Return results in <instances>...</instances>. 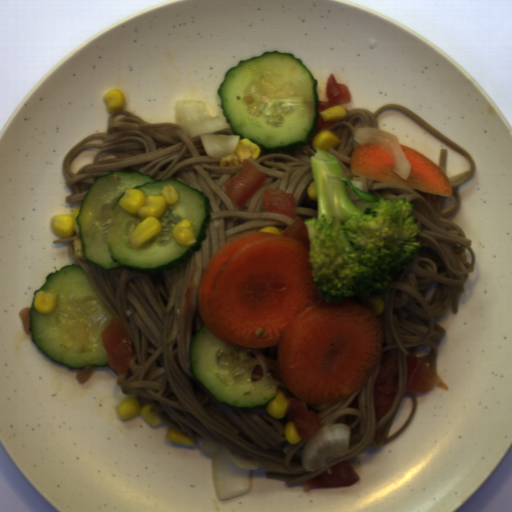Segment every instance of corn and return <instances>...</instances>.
<instances>
[{
  "label": "corn",
  "mask_w": 512,
  "mask_h": 512,
  "mask_svg": "<svg viewBox=\"0 0 512 512\" xmlns=\"http://www.w3.org/2000/svg\"><path fill=\"white\" fill-rule=\"evenodd\" d=\"M177 201L179 191L170 184L165 185L160 194H144L141 189H125L117 202L118 206L128 215L143 219L128 234L131 248L136 249L160 235L162 227L158 219Z\"/></svg>",
  "instance_id": "1"
},
{
  "label": "corn",
  "mask_w": 512,
  "mask_h": 512,
  "mask_svg": "<svg viewBox=\"0 0 512 512\" xmlns=\"http://www.w3.org/2000/svg\"><path fill=\"white\" fill-rule=\"evenodd\" d=\"M155 407H158L157 401L140 407V402L137 397H129L123 399L122 402L116 406V411L122 421L141 415L149 425L156 427L163 422V419L157 417L158 412H151Z\"/></svg>",
  "instance_id": "2"
},
{
  "label": "corn",
  "mask_w": 512,
  "mask_h": 512,
  "mask_svg": "<svg viewBox=\"0 0 512 512\" xmlns=\"http://www.w3.org/2000/svg\"><path fill=\"white\" fill-rule=\"evenodd\" d=\"M264 148H260L255 144L254 141L242 137L240 138L234 152L224 154L219 159L220 167L230 168L233 166H244L242 161L244 159L252 158L258 159L261 152H263Z\"/></svg>",
  "instance_id": "3"
},
{
  "label": "corn",
  "mask_w": 512,
  "mask_h": 512,
  "mask_svg": "<svg viewBox=\"0 0 512 512\" xmlns=\"http://www.w3.org/2000/svg\"><path fill=\"white\" fill-rule=\"evenodd\" d=\"M80 206L76 208L72 215H53L50 223V229L52 232L64 239L72 236L75 232L77 224L76 218L78 216Z\"/></svg>",
  "instance_id": "4"
},
{
  "label": "corn",
  "mask_w": 512,
  "mask_h": 512,
  "mask_svg": "<svg viewBox=\"0 0 512 512\" xmlns=\"http://www.w3.org/2000/svg\"><path fill=\"white\" fill-rule=\"evenodd\" d=\"M191 225L192 223L188 218H183L172 229L174 241L176 245H180L181 248L192 247L198 242Z\"/></svg>",
  "instance_id": "5"
},
{
  "label": "corn",
  "mask_w": 512,
  "mask_h": 512,
  "mask_svg": "<svg viewBox=\"0 0 512 512\" xmlns=\"http://www.w3.org/2000/svg\"><path fill=\"white\" fill-rule=\"evenodd\" d=\"M295 397L293 394L292 397H286L284 391L276 389L275 398L268 402L265 410L270 416L280 420L286 418Z\"/></svg>",
  "instance_id": "6"
},
{
  "label": "corn",
  "mask_w": 512,
  "mask_h": 512,
  "mask_svg": "<svg viewBox=\"0 0 512 512\" xmlns=\"http://www.w3.org/2000/svg\"><path fill=\"white\" fill-rule=\"evenodd\" d=\"M34 309L43 314L50 315L57 309V294L53 291H36L33 299Z\"/></svg>",
  "instance_id": "7"
},
{
  "label": "corn",
  "mask_w": 512,
  "mask_h": 512,
  "mask_svg": "<svg viewBox=\"0 0 512 512\" xmlns=\"http://www.w3.org/2000/svg\"><path fill=\"white\" fill-rule=\"evenodd\" d=\"M341 139L334 134L331 130L323 129L317 132L311 140V147L314 152L317 150H323L328 153L329 149H337Z\"/></svg>",
  "instance_id": "8"
},
{
  "label": "corn",
  "mask_w": 512,
  "mask_h": 512,
  "mask_svg": "<svg viewBox=\"0 0 512 512\" xmlns=\"http://www.w3.org/2000/svg\"><path fill=\"white\" fill-rule=\"evenodd\" d=\"M103 101L107 105V111L110 113L116 110H122L126 105V99L123 92L118 88H113L103 95Z\"/></svg>",
  "instance_id": "9"
},
{
  "label": "corn",
  "mask_w": 512,
  "mask_h": 512,
  "mask_svg": "<svg viewBox=\"0 0 512 512\" xmlns=\"http://www.w3.org/2000/svg\"><path fill=\"white\" fill-rule=\"evenodd\" d=\"M321 117L325 121H337L345 117L346 110L342 107V105L335 104L332 105L329 108L324 109L323 111L319 112Z\"/></svg>",
  "instance_id": "10"
},
{
  "label": "corn",
  "mask_w": 512,
  "mask_h": 512,
  "mask_svg": "<svg viewBox=\"0 0 512 512\" xmlns=\"http://www.w3.org/2000/svg\"><path fill=\"white\" fill-rule=\"evenodd\" d=\"M284 438L289 442L290 445H296L302 441V437L297 429L294 420H290L284 426Z\"/></svg>",
  "instance_id": "11"
},
{
  "label": "corn",
  "mask_w": 512,
  "mask_h": 512,
  "mask_svg": "<svg viewBox=\"0 0 512 512\" xmlns=\"http://www.w3.org/2000/svg\"><path fill=\"white\" fill-rule=\"evenodd\" d=\"M167 439L178 445L195 447L196 443L187 435L179 433L176 430L169 428L166 433Z\"/></svg>",
  "instance_id": "12"
},
{
  "label": "corn",
  "mask_w": 512,
  "mask_h": 512,
  "mask_svg": "<svg viewBox=\"0 0 512 512\" xmlns=\"http://www.w3.org/2000/svg\"><path fill=\"white\" fill-rule=\"evenodd\" d=\"M385 309L384 299L380 296L376 298H370L367 304V310L375 315V317L382 315Z\"/></svg>",
  "instance_id": "13"
},
{
  "label": "corn",
  "mask_w": 512,
  "mask_h": 512,
  "mask_svg": "<svg viewBox=\"0 0 512 512\" xmlns=\"http://www.w3.org/2000/svg\"><path fill=\"white\" fill-rule=\"evenodd\" d=\"M72 252H73V255L76 256L77 258L84 259L80 239H78V238L73 239Z\"/></svg>",
  "instance_id": "14"
},
{
  "label": "corn",
  "mask_w": 512,
  "mask_h": 512,
  "mask_svg": "<svg viewBox=\"0 0 512 512\" xmlns=\"http://www.w3.org/2000/svg\"><path fill=\"white\" fill-rule=\"evenodd\" d=\"M306 194L310 200L318 201V192H317V186L315 184V180L308 183Z\"/></svg>",
  "instance_id": "15"
},
{
  "label": "corn",
  "mask_w": 512,
  "mask_h": 512,
  "mask_svg": "<svg viewBox=\"0 0 512 512\" xmlns=\"http://www.w3.org/2000/svg\"><path fill=\"white\" fill-rule=\"evenodd\" d=\"M259 232H272V233H278V227H276L275 225H266L264 227H261L259 229Z\"/></svg>",
  "instance_id": "16"
}]
</instances>
